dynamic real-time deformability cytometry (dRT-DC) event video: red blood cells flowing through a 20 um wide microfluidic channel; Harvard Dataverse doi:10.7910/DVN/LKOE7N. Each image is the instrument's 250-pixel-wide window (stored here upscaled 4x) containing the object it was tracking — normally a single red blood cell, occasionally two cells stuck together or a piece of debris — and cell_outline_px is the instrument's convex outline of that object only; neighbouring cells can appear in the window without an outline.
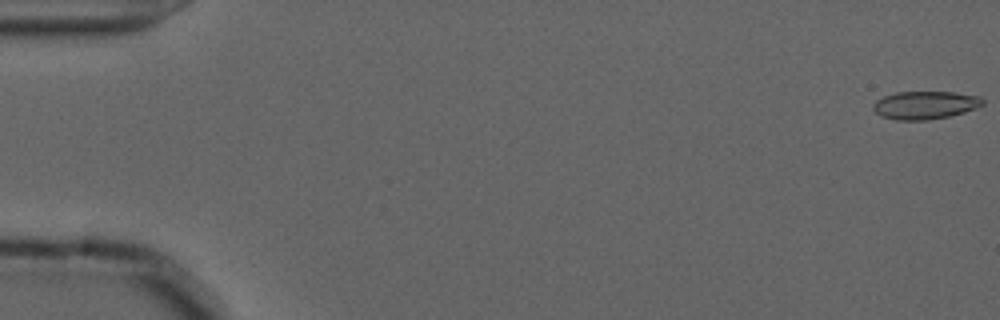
{"species": "common noctule bat (a hibernating species)", "species_latin": "Nyctalus noctula", "temperature_condition": "cold", "stored_images_in_passage": 46, "camera_frame_rate_fps": 3000, "um_per_image_px": 0.085, "animal": {"sex": "male", "forearm_length_mm": 52.5}, "frame": {"image": 1, "passage_image": 1, "time_ms": 0.0, "image_size_px": [1000, 320], "cell_outline_px": [[984, 104], [976, 108], [964, 112], [948, 116], [928, 120], [896, 120], [880, 116], [872, 108], [872, 104], [876, 100], [884, 96], [896, 92], [952, 92], [980, 96], [984, 100]], "centroid_in_image_um": [78.61, 8.93], "position_along_channel_um": 6.4, "area_um2": 17.92}}
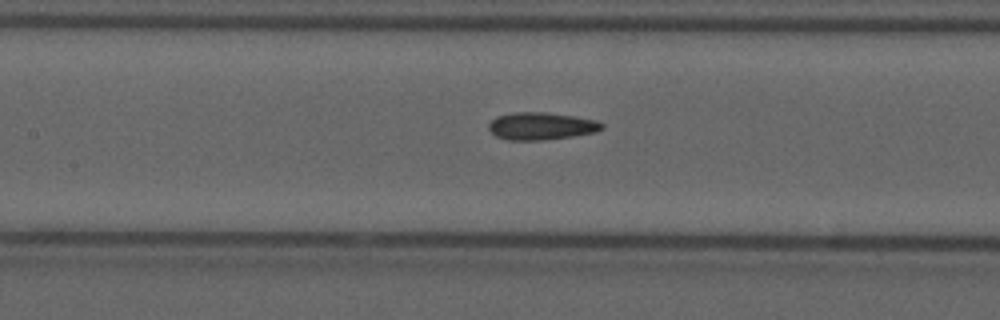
{"frame": {"image": 2, "passage_image": 26, "time_ms": 8.333, "image_size_px": [1000, 320], "cell_outline_px": [[604, 128], [596, 132], [572, 136], [540, 140], [508, 140], [496, 136], [488, 128], [488, 124], [496, 116], [512, 112], [548, 112], [576, 116], [596, 120], [604, 124]], "centroid_in_image_um": [46.01, 10.7], "position_along_channel_um": 161.4, "area_um2": 18.21}}
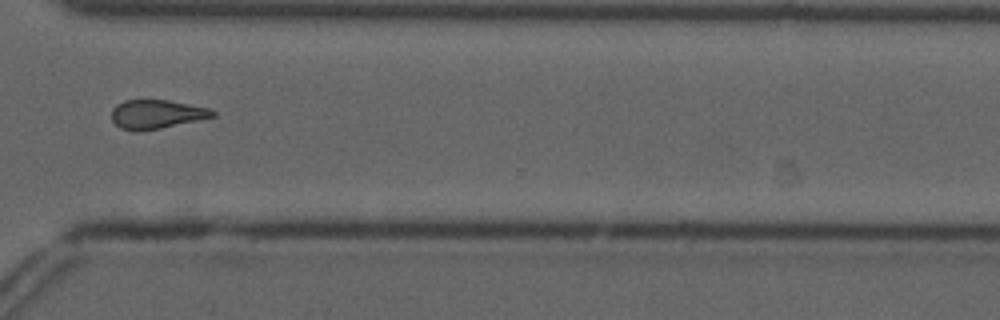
{"frame": {"image": 3, "passage_image": 42, "time_ms": 13.667, "image_size_px": [1000, 320], "cell_outline_px": [[216, 116], [160, 128], [136, 132], [120, 128], [112, 120], [112, 108], [116, 104], [124, 100], [168, 100], [208, 108], [216, 112]], "centroid_in_image_um": [13.27, 9.71], "position_along_channel_um": 357.3, "area_um2": 16.94}}